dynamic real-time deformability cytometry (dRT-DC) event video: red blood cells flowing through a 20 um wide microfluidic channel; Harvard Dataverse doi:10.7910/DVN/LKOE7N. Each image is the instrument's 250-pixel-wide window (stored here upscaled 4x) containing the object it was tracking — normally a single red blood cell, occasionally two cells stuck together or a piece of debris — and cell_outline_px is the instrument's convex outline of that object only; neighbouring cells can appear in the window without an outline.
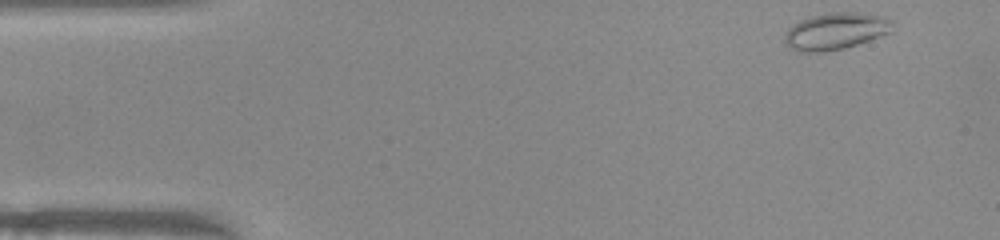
{"species": "common noctule bat (a hibernating species)", "species_latin": "Nyctalus noctula", "temperature_condition": "warm", "stored_images_in_passage": 48, "camera_frame_rate_fps": 3000, "um_per_image_px": 0.085, "animal": {"sex": "female", "body_mass_g": 22.0, "forearm_length_mm": 56.7}, "frame": {"image": 1, "passage_image": 1, "time_ms": 0.0, "image_size_px": [1000, 240], "cell_outline_px": [[892, 32], [844, 48], [820, 52], [800, 52], [792, 48], [784, 40], [784, 36], [788, 28], [800, 20], [812, 16], [832, 12], [852, 12], [884, 16], [892, 20]], "centroid_in_image_um": [71.03, 2.64], "position_along_channel_um": 14.0, "area_um2": 22.89}}
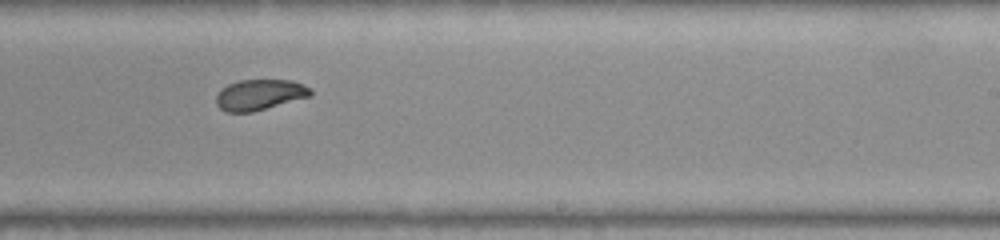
{"frame": {"image": 2, "passage_image": 28, "time_ms": 9.0, "image_size_px": [1000, 240], "cell_outline_px": [[312, 96], [252, 112], [228, 112], [220, 108], [216, 104], [216, 96], [228, 84], [240, 80], [292, 80], [308, 88], [312, 92]], "centroid_in_image_um": [22.07, 8.06], "position_along_channel_um": 266.9, "area_um2": 16.65}}
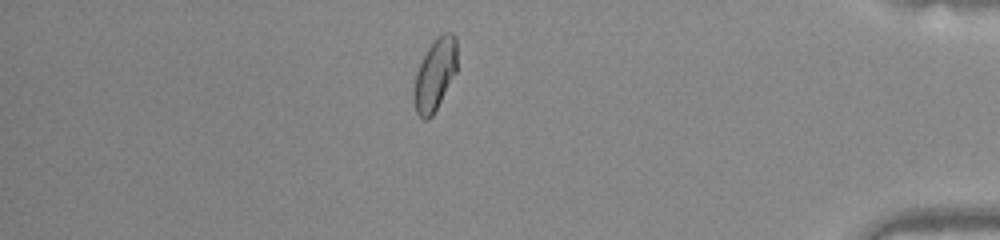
{"frame": {"image": 3, "passage_image": 41, "time_ms": 13.333, "image_size_px": [1000, 240], "cell_outline_px": [[456, 72], [432, 116], [428, 120], [424, 120], [416, 112], [416, 72], [428, 48], [444, 32], [452, 32], [456, 36]], "centroid_in_image_um": [37.01, 6.32], "position_along_channel_um": 398.2, "area_um2": 17.22}, "authors_computed_cell_mechanics": {"area_um2": 18.0914, "velocity_mm_per_s": 3.9717, "shape_relaxation_time_tau1_ms": 8.7909, "shape_relaxation_time_tau2_ms": 1.3479, "deformation_change_tau1": 0.1635, "deformation_change_tau2": 0.0495}}